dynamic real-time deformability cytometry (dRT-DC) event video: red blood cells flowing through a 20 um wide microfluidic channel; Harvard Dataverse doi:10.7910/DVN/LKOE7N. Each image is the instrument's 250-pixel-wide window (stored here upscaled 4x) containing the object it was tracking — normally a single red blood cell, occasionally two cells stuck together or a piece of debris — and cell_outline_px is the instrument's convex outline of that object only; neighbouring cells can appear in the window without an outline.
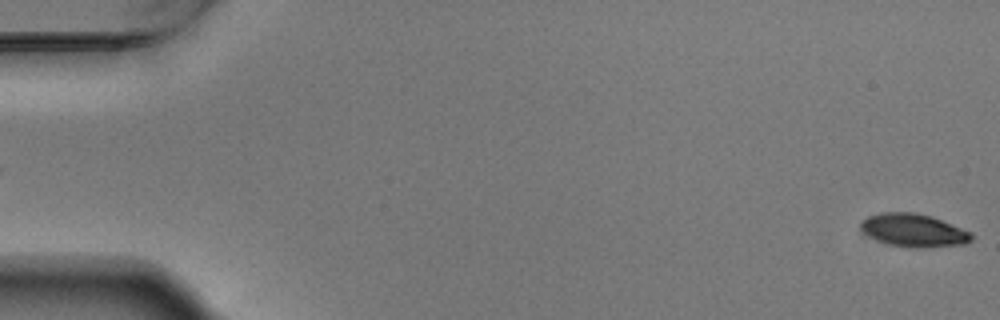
{"species": "Egyptian fruit bat (a non-hibernating species)", "species_latin": "Rousettus aegyptiacus", "temperature_condition": "warm", "stored_images_in_passage": 4, "segment_of_instrument_passage": [2, 2], "camera_frame_rate_fps": 3000, "um_per_image_px": 0.085, "animal": {"sex": "male"}, "frame": {"image": 1, "passage_image": 4, "time_ms": 1.0, "image_size_px": [1000, 320], "cell_outline_px": [[972, 240], [964, 244], [924, 248], [912, 248], [888, 244], [876, 240], [868, 236], [860, 228], [860, 224], [868, 216], [880, 212], [912, 212], [932, 216], [972, 232]], "centroid_in_image_um": [77.66, 19.58], "position_along_channel_um": 7.3, "area_um2": 21.44}}